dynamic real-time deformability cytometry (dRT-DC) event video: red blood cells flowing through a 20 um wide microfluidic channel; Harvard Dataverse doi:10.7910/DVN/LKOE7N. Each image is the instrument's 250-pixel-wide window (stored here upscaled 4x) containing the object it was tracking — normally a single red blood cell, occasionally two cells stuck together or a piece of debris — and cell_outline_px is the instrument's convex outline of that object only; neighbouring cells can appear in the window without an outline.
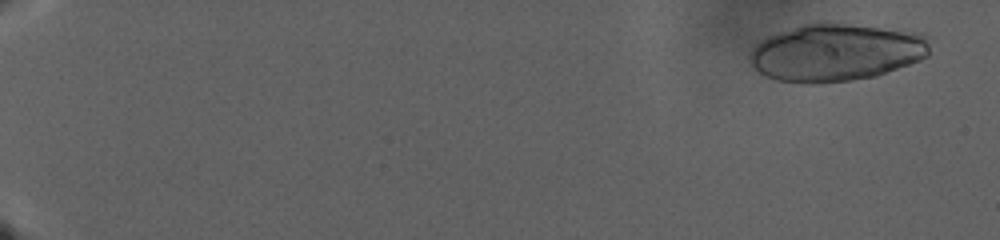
{"species": "human", "species_latin": "Homo sapiens", "temperature_condition": "warm", "stored_images_in_passage": 73, "camera_frame_rate_fps": 3000, "um_per_image_px": 0.085, "donor": {"sex": "male"}, "frame": {"image": 1, "passage_image": 7, "time_ms": 2.0, "image_size_px": [1000, 240], "cell_outline_px": [[928, 56], [920, 60], [876, 76], [852, 80], [820, 84], [804, 84], [776, 80], [760, 72], [748, 60], [748, 56], [752, 48], [756, 44], [768, 36], [800, 24], [820, 20], [840, 20], [924, 32], [928, 36]], "centroid_in_image_um": [71.1, 4.4], "position_along_channel_um": 13.9, "area_um2": 62.19}}
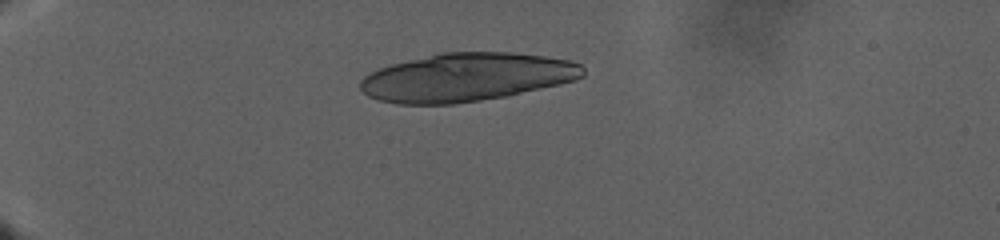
{"frame": {"image": 2, "passage_image": 42, "time_ms": 13.667, "image_size_px": [1000, 240], "cell_outline_px": [[584, 76], [576, 80], [560, 84], [508, 96], [456, 104], [400, 104], [380, 100], [368, 96], [360, 88], [360, 80], [364, 76], [380, 68], [392, 64], [440, 52], [512, 52], [544, 56], [568, 60], [580, 64], [584, 68]], "centroid_in_image_um": [39.68, 6.57], "position_along_channel_um": 45.3, "area_um2": 62.71}}